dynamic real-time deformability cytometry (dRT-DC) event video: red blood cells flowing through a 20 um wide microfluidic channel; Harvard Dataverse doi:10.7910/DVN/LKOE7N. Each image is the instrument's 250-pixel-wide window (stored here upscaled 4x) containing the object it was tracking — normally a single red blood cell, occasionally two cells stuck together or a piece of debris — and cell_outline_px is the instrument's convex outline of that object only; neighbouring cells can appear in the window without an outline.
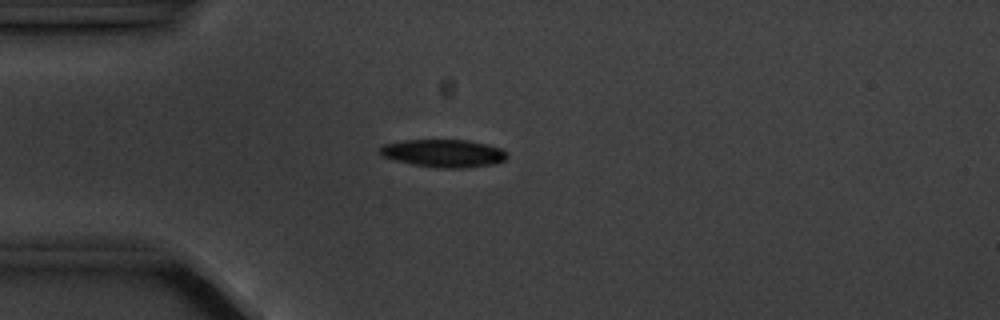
{"species": "common noctule bat (a hibernating species)", "species_latin": "Nyctalus noctula", "temperature_condition": "cold", "stored_images_in_passage": 5, "camera_frame_rate_fps": 3000, "um_per_image_px": 0.085, "animal": {"sex": "male", "body_mass_g": 20.1, "forearm_length_mm": 53.5}, "frame": {"image": 1, "passage_image": 5, "time_ms": 4.667, "image_size_px": [1000, 320], "cell_outline_px": [[508, 156], [504, 160], [496, 164], [460, 168], [440, 168], [412, 164], [380, 156], [376, 148], [384, 144], [404, 140], [468, 140], [488, 144], [500, 148]], "centroid_in_image_um": [37.66, 13.02], "position_along_channel_um": 47.3, "area_um2": 20.69}}